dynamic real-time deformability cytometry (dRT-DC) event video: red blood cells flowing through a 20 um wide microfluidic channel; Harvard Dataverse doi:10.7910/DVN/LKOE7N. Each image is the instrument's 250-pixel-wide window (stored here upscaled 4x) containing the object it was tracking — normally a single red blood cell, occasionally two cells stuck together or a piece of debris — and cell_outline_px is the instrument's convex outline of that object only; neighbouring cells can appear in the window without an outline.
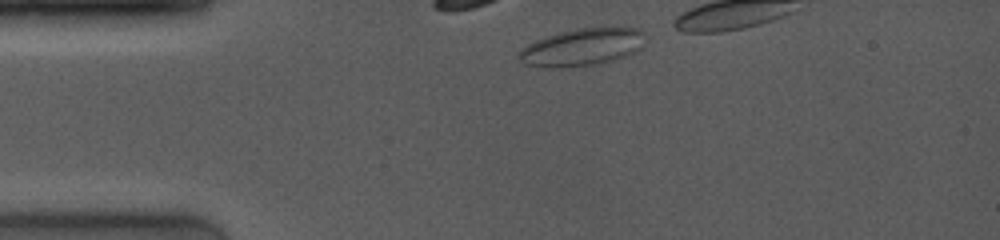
{"species": "common noctule bat (a hibernating species)", "species_latin": "Nyctalus noctula", "temperature_condition": "room temperature", "stored_images_in_passage": 3, "camera_frame_rate_fps": 4000, "um_per_image_px": 0.085, "animal": {"sex": "female", "body_mass_g": 19.0, "forearm_length_mm": 53.3}, "frame": {"image": 1, "passage_image": 1, "time_ms": 0.0, "image_size_px": [1000, 240], "cell_outline_px": [[644, 32], [640, 48], [636, 52], [612, 60], [592, 64], [524, 64], [516, 56], [516, 52], [528, 44], [536, 40], [560, 32], [576, 28], [640, 28]], "centroid_in_image_um": [49.51, 3.94], "position_along_channel_um": 35.5, "area_um2": 26.07}}